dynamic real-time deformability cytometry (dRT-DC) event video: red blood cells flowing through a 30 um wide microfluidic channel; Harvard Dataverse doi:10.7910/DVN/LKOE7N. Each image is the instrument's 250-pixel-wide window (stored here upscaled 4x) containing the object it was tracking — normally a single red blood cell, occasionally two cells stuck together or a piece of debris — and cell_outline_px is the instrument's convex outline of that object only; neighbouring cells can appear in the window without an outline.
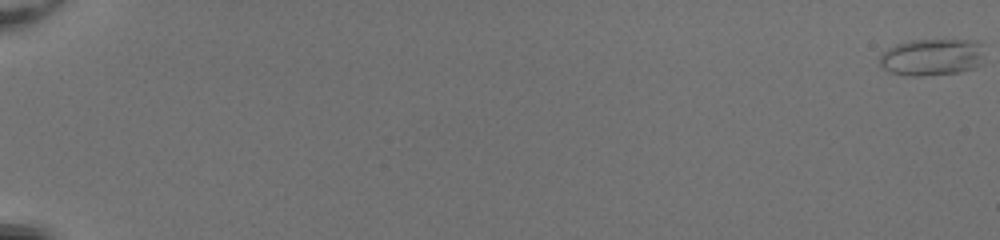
{"species": "common noctule bat (a hibernating species)", "species_latin": "Nyctalus noctula", "temperature_condition": "room temperature", "stored_images_in_passage": 55, "camera_frame_rate_fps": 3000, "um_per_image_px": 0.085, "animal": {"sex": "female", "body_mass_g": 20.0, "forearm_length_mm": 54.0}, "frame": {"image": 1, "passage_image": 1, "time_ms": 0.0, "image_size_px": [1000, 240], "cell_outline_px": [[984, 44], [980, 64], [976, 68], [960, 72], [920, 76], [908, 76], [892, 72], [884, 68], [880, 64], [880, 56], [888, 48], [896, 44], [908, 40], [976, 40]], "centroid_in_image_um": [79.24, 4.85], "position_along_channel_um": 5.8, "area_um2": 22.66}}
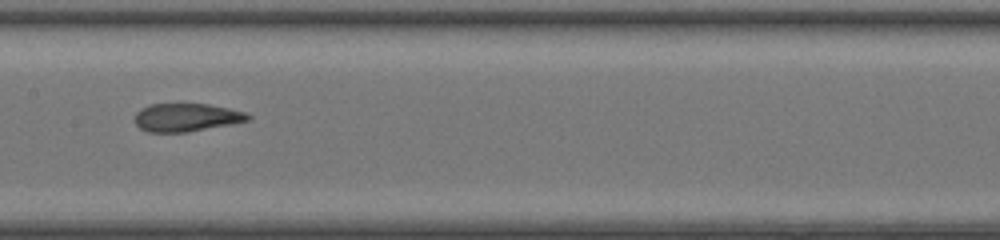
{"frame": {"image": 2, "passage_image": 32, "time_ms": 10.333, "image_size_px": [1000, 240], "cell_outline_px": [[252, 120], [232, 124], [188, 132], [148, 132], [140, 128], [136, 124], [136, 112], [140, 108], [152, 104], [208, 104], [228, 108], [244, 112], [252, 116]], "centroid_in_image_um": [15.87, 9.98], "position_along_channel_um": 191.5, "area_um2": 18.55}}
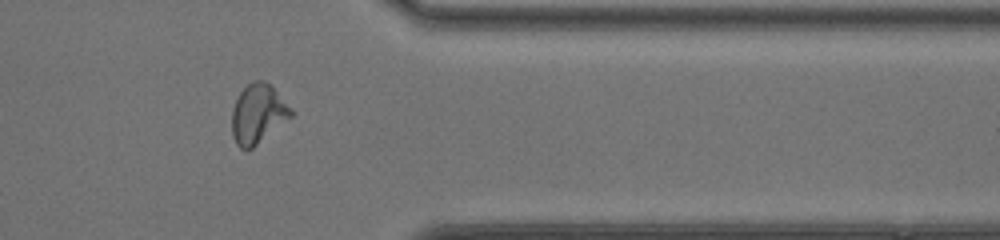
{"frame": {"image": 3, "passage_image": 47, "time_ms": 15.333, "image_size_px": [1000, 240], "cell_outline_px": [[296, 112], [292, 116], [252, 148], [240, 148], [236, 144], [232, 136], [232, 108], [240, 92], [252, 80], [264, 80]], "centroid_in_image_um": [21.92, 9.67], "position_along_channel_um": 389.5, "area_um2": 20.17}, "authors_computed_cell_mechanics": {"area_um2": 20.1722, "velocity_mm_per_s": 4.0892, "shape_relaxation_time_tau1_ms": null, "shape_relaxation_time_tau2_ms": 1.0915, "deformation_change_tau1": null, "deformation_change_tau2": 0.0802}}